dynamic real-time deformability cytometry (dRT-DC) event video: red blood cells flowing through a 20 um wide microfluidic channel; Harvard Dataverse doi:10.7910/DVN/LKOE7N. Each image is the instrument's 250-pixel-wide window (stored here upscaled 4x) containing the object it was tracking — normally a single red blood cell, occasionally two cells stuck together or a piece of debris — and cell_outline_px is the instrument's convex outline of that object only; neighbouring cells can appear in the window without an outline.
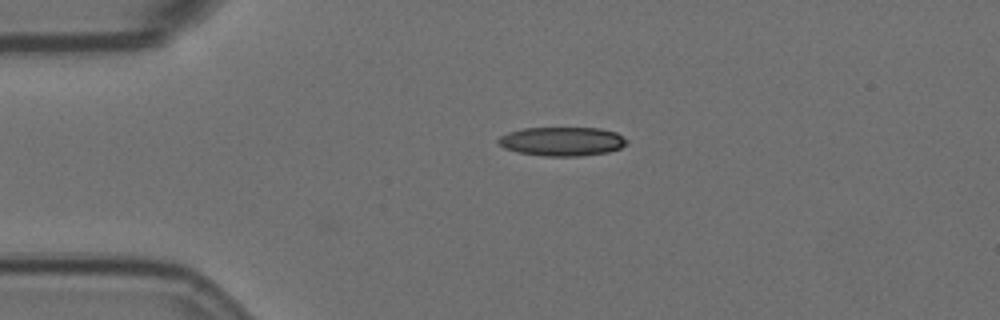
{"species": "Egyptian fruit bat (a non-hibernating species)", "species_latin": "Rousettus aegyptiacus", "temperature_condition": "room temperature", "stored_images_in_passage": 31, "camera_frame_rate_fps": 3000, "um_per_image_px": 0.085, "animal": {"sex": "female"}, "frame": {"image": 1, "passage_image": 1, "time_ms": 0.0, "image_size_px": [1000, 320], "cell_outline_px": [[628, 144], [620, 148], [608, 152], [580, 156], [544, 156], [516, 152], [504, 148], [496, 144], [496, 140], [500, 136], [508, 132], [524, 128], [600, 128], [616, 132], [628, 140]], "centroid_in_image_um": [47.76, 12.02], "position_along_channel_um": 37.2, "area_um2": 21.91}}
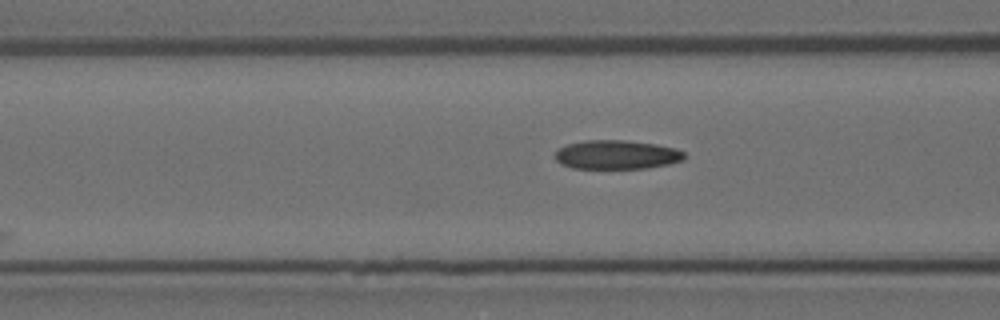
{"frame": {"image": 2, "passage_image": 10, "time_ms": 3.0, "image_size_px": [1000, 320], "cell_outline_px": [[688, 156], [684, 160], [668, 164], [648, 168], [572, 168], [560, 164], [552, 156], [560, 148], [568, 144], [588, 140], [624, 140], [656, 144], [676, 148], [684, 152]], "centroid_in_image_um": [52.44, 13.15], "position_along_channel_um": 114.2, "area_um2": 21.96}}